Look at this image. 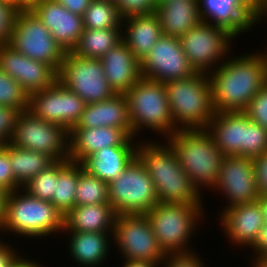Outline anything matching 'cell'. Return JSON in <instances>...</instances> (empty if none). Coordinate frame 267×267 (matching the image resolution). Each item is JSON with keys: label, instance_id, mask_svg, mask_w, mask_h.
<instances>
[{"label": "cell", "instance_id": "10", "mask_svg": "<svg viewBox=\"0 0 267 267\" xmlns=\"http://www.w3.org/2000/svg\"><path fill=\"white\" fill-rule=\"evenodd\" d=\"M108 190L116 215L146 214L159 202L154 182L137 156L108 184Z\"/></svg>", "mask_w": 267, "mask_h": 267}, {"label": "cell", "instance_id": "42", "mask_svg": "<svg viewBox=\"0 0 267 267\" xmlns=\"http://www.w3.org/2000/svg\"><path fill=\"white\" fill-rule=\"evenodd\" d=\"M196 251L187 254H168L161 267H208Z\"/></svg>", "mask_w": 267, "mask_h": 267}, {"label": "cell", "instance_id": "14", "mask_svg": "<svg viewBox=\"0 0 267 267\" xmlns=\"http://www.w3.org/2000/svg\"><path fill=\"white\" fill-rule=\"evenodd\" d=\"M58 81L86 104L105 101L115 94L107 82L101 60L82 58L73 52L65 53Z\"/></svg>", "mask_w": 267, "mask_h": 267}, {"label": "cell", "instance_id": "29", "mask_svg": "<svg viewBox=\"0 0 267 267\" xmlns=\"http://www.w3.org/2000/svg\"><path fill=\"white\" fill-rule=\"evenodd\" d=\"M162 35L180 38L202 20L198 0H172L156 10Z\"/></svg>", "mask_w": 267, "mask_h": 267}, {"label": "cell", "instance_id": "53", "mask_svg": "<svg viewBox=\"0 0 267 267\" xmlns=\"http://www.w3.org/2000/svg\"><path fill=\"white\" fill-rule=\"evenodd\" d=\"M264 16V17H263ZM267 18V1L266 3L259 9V20H260V23L262 18Z\"/></svg>", "mask_w": 267, "mask_h": 267}, {"label": "cell", "instance_id": "34", "mask_svg": "<svg viewBox=\"0 0 267 267\" xmlns=\"http://www.w3.org/2000/svg\"><path fill=\"white\" fill-rule=\"evenodd\" d=\"M108 183L90 174L79 163L76 205L109 204Z\"/></svg>", "mask_w": 267, "mask_h": 267}, {"label": "cell", "instance_id": "20", "mask_svg": "<svg viewBox=\"0 0 267 267\" xmlns=\"http://www.w3.org/2000/svg\"><path fill=\"white\" fill-rule=\"evenodd\" d=\"M30 9L65 52H72L83 33V16L71 13L55 0H39Z\"/></svg>", "mask_w": 267, "mask_h": 267}, {"label": "cell", "instance_id": "5", "mask_svg": "<svg viewBox=\"0 0 267 267\" xmlns=\"http://www.w3.org/2000/svg\"><path fill=\"white\" fill-rule=\"evenodd\" d=\"M167 140L175 149L182 169L197 188L201 192L204 188L211 191L218 182L225 156L209 132L206 129H179Z\"/></svg>", "mask_w": 267, "mask_h": 267}, {"label": "cell", "instance_id": "3", "mask_svg": "<svg viewBox=\"0 0 267 267\" xmlns=\"http://www.w3.org/2000/svg\"><path fill=\"white\" fill-rule=\"evenodd\" d=\"M1 223L2 233H7L6 237L12 233L18 237L24 236V240L26 237L42 241L55 233L62 235L64 215L52 202L40 200L20 188L9 192Z\"/></svg>", "mask_w": 267, "mask_h": 267}, {"label": "cell", "instance_id": "39", "mask_svg": "<svg viewBox=\"0 0 267 267\" xmlns=\"http://www.w3.org/2000/svg\"><path fill=\"white\" fill-rule=\"evenodd\" d=\"M19 113L13 107L0 106V146L11 142Z\"/></svg>", "mask_w": 267, "mask_h": 267}, {"label": "cell", "instance_id": "40", "mask_svg": "<svg viewBox=\"0 0 267 267\" xmlns=\"http://www.w3.org/2000/svg\"><path fill=\"white\" fill-rule=\"evenodd\" d=\"M9 159V143L0 146V186L8 192L22 188L15 180Z\"/></svg>", "mask_w": 267, "mask_h": 267}, {"label": "cell", "instance_id": "7", "mask_svg": "<svg viewBox=\"0 0 267 267\" xmlns=\"http://www.w3.org/2000/svg\"><path fill=\"white\" fill-rule=\"evenodd\" d=\"M124 95L128 101L132 137H141L139 133L144 129L161 139L173 134V118L164 83L141 77Z\"/></svg>", "mask_w": 267, "mask_h": 267}, {"label": "cell", "instance_id": "8", "mask_svg": "<svg viewBox=\"0 0 267 267\" xmlns=\"http://www.w3.org/2000/svg\"><path fill=\"white\" fill-rule=\"evenodd\" d=\"M206 130L224 156L253 159L267 152V129L244 112H216Z\"/></svg>", "mask_w": 267, "mask_h": 267}, {"label": "cell", "instance_id": "9", "mask_svg": "<svg viewBox=\"0 0 267 267\" xmlns=\"http://www.w3.org/2000/svg\"><path fill=\"white\" fill-rule=\"evenodd\" d=\"M7 44L20 54L50 65L57 73L66 53L30 8L17 11Z\"/></svg>", "mask_w": 267, "mask_h": 267}, {"label": "cell", "instance_id": "38", "mask_svg": "<svg viewBox=\"0 0 267 267\" xmlns=\"http://www.w3.org/2000/svg\"><path fill=\"white\" fill-rule=\"evenodd\" d=\"M244 113L267 129V84L251 99Z\"/></svg>", "mask_w": 267, "mask_h": 267}, {"label": "cell", "instance_id": "31", "mask_svg": "<svg viewBox=\"0 0 267 267\" xmlns=\"http://www.w3.org/2000/svg\"><path fill=\"white\" fill-rule=\"evenodd\" d=\"M121 41L122 29L84 28L80 41L72 52L82 58L100 60Z\"/></svg>", "mask_w": 267, "mask_h": 267}, {"label": "cell", "instance_id": "30", "mask_svg": "<svg viewBox=\"0 0 267 267\" xmlns=\"http://www.w3.org/2000/svg\"><path fill=\"white\" fill-rule=\"evenodd\" d=\"M9 159L15 180L21 187L56 162L45 153L21 149L11 143H9Z\"/></svg>", "mask_w": 267, "mask_h": 267}, {"label": "cell", "instance_id": "48", "mask_svg": "<svg viewBox=\"0 0 267 267\" xmlns=\"http://www.w3.org/2000/svg\"><path fill=\"white\" fill-rule=\"evenodd\" d=\"M26 257L27 256H25V258L24 256H20L12 265V267H45L42 264L40 265L41 262H39L38 259L37 261L34 259V261L33 259L31 260L30 257Z\"/></svg>", "mask_w": 267, "mask_h": 267}, {"label": "cell", "instance_id": "25", "mask_svg": "<svg viewBox=\"0 0 267 267\" xmlns=\"http://www.w3.org/2000/svg\"><path fill=\"white\" fill-rule=\"evenodd\" d=\"M68 254L80 267H102L110 254L113 233L63 231ZM66 233V234H65ZM111 244V245H110ZM111 247V248H110ZM109 252V253H108Z\"/></svg>", "mask_w": 267, "mask_h": 267}, {"label": "cell", "instance_id": "17", "mask_svg": "<svg viewBox=\"0 0 267 267\" xmlns=\"http://www.w3.org/2000/svg\"><path fill=\"white\" fill-rule=\"evenodd\" d=\"M212 191L222 193L225 204L233 205L257 201L260 197L254 173V162L243 156H225L221 163L217 184Z\"/></svg>", "mask_w": 267, "mask_h": 267}, {"label": "cell", "instance_id": "50", "mask_svg": "<svg viewBox=\"0 0 267 267\" xmlns=\"http://www.w3.org/2000/svg\"><path fill=\"white\" fill-rule=\"evenodd\" d=\"M251 267H267V255L251 258ZM252 262V263H251Z\"/></svg>", "mask_w": 267, "mask_h": 267}, {"label": "cell", "instance_id": "16", "mask_svg": "<svg viewBox=\"0 0 267 267\" xmlns=\"http://www.w3.org/2000/svg\"><path fill=\"white\" fill-rule=\"evenodd\" d=\"M195 73L176 37L161 35L141 62L142 77L161 83L184 79Z\"/></svg>", "mask_w": 267, "mask_h": 267}, {"label": "cell", "instance_id": "45", "mask_svg": "<svg viewBox=\"0 0 267 267\" xmlns=\"http://www.w3.org/2000/svg\"><path fill=\"white\" fill-rule=\"evenodd\" d=\"M249 248L254 256L252 258L267 255V223L263 225L255 242Z\"/></svg>", "mask_w": 267, "mask_h": 267}, {"label": "cell", "instance_id": "21", "mask_svg": "<svg viewBox=\"0 0 267 267\" xmlns=\"http://www.w3.org/2000/svg\"><path fill=\"white\" fill-rule=\"evenodd\" d=\"M219 226L229 244L250 247L265 224L260 202L242 203L224 209L219 214Z\"/></svg>", "mask_w": 267, "mask_h": 267}, {"label": "cell", "instance_id": "24", "mask_svg": "<svg viewBox=\"0 0 267 267\" xmlns=\"http://www.w3.org/2000/svg\"><path fill=\"white\" fill-rule=\"evenodd\" d=\"M100 60L107 82L115 93H125L142 77L141 63L123 41Z\"/></svg>", "mask_w": 267, "mask_h": 267}, {"label": "cell", "instance_id": "46", "mask_svg": "<svg viewBox=\"0 0 267 267\" xmlns=\"http://www.w3.org/2000/svg\"><path fill=\"white\" fill-rule=\"evenodd\" d=\"M62 4L71 13L83 16L92 0H55Z\"/></svg>", "mask_w": 267, "mask_h": 267}, {"label": "cell", "instance_id": "51", "mask_svg": "<svg viewBox=\"0 0 267 267\" xmlns=\"http://www.w3.org/2000/svg\"><path fill=\"white\" fill-rule=\"evenodd\" d=\"M39 0H15V7L20 10L24 8H30L34 3Z\"/></svg>", "mask_w": 267, "mask_h": 267}, {"label": "cell", "instance_id": "52", "mask_svg": "<svg viewBox=\"0 0 267 267\" xmlns=\"http://www.w3.org/2000/svg\"><path fill=\"white\" fill-rule=\"evenodd\" d=\"M258 201L260 202V207L262 209L264 222L267 223V195L260 196Z\"/></svg>", "mask_w": 267, "mask_h": 267}, {"label": "cell", "instance_id": "57", "mask_svg": "<svg viewBox=\"0 0 267 267\" xmlns=\"http://www.w3.org/2000/svg\"><path fill=\"white\" fill-rule=\"evenodd\" d=\"M0 233H1L0 236L3 235L2 234V223H1V221H0ZM3 239L4 238H2V237L0 238V243L3 241Z\"/></svg>", "mask_w": 267, "mask_h": 267}, {"label": "cell", "instance_id": "47", "mask_svg": "<svg viewBox=\"0 0 267 267\" xmlns=\"http://www.w3.org/2000/svg\"><path fill=\"white\" fill-rule=\"evenodd\" d=\"M124 262L121 264V267H161L162 262H153V261H129L122 260Z\"/></svg>", "mask_w": 267, "mask_h": 267}, {"label": "cell", "instance_id": "4", "mask_svg": "<svg viewBox=\"0 0 267 267\" xmlns=\"http://www.w3.org/2000/svg\"><path fill=\"white\" fill-rule=\"evenodd\" d=\"M164 85L173 118V133L179 129H206L216 113L208 74L196 72Z\"/></svg>", "mask_w": 267, "mask_h": 267}, {"label": "cell", "instance_id": "15", "mask_svg": "<svg viewBox=\"0 0 267 267\" xmlns=\"http://www.w3.org/2000/svg\"><path fill=\"white\" fill-rule=\"evenodd\" d=\"M86 103L60 81L29 95V109L37 118L68 131L80 120Z\"/></svg>", "mask_w": 267, "mask_h": 267}, {"label": "cell", "instance_id": "26", "mask_svg": "<svg viewBox=\"0 0 267 267\" xmlns=\"http://www.w3.org/2000/svg\"><path fill=\"white\" fill-rule=\"evenodd\" d=\"M160 20L155 13L122 20V41L141 63L161 37Z\"/></svg>", "mask_w": 267, "mask_h": 267}, {"label": "cell", "instance_id": "19", "mask_svg": "<svg viewBox=\"0 0 267 267\" xmlns=\"http://www.w3.org/2000/svg\"><path fill=\"white\" fill-rule=\"evenodd\" d=\"M0 69L17 81L28 95L58 80V73L50 65L20 54L8 44L0 45Z\"/></svg>", "mask_w": 267, "mask_h": 267}, {"label": "cell", "instance_id": "18", "mask_svg": "<svg viewBox=\"0 0 267 267\" xmlns=\"http://www.w3.org/2000/svg\"><path fill=\"white\" fill-rule=\"evenodd\" d=\"M201 20L226 29L235 38L260 23L259 10L249 0H198Z\"/></svg>", "mask_w": 267, "mask_h": 267}, {"label": "cell", "instance_id": "22", "mask_svg": "<svg viewBox=\"0 0 267 267\" xmlns=\"http://www.w3.org/2000/svg\"><path fill=\"white\" fill-rule=\"evenodd\" d=\"M136 139L114 127L71 128L69 160L82 163L87 157L106 147L137 146Z\"/></svg>", "mask_w": 267, "mask_h": 267}, {"label": "cell", "instance_id": "1", "mask_svg": "<svg viewBox=\"0 0 267 267\" xmlns=\"http://www.w3.org/2000/svg\"><path fill=\"white\" fill-rule=\"evenodd\" d=\"M208 76L215 112H244L267 84V49L237 57L230 54Z\"/></svg>", "mask_w": 267, "mask_h": 267}, {"label": "cell", "instance_id": "23", "mask_svg": "<svg viewBox=\"0 0 267 267\" xmlns=\"http://www.w3.org/2000/svg\"><path fill=\"white\" fill-rule=\"evenodd\" d=\"M114 127L132 137L128 101L124 93L98 103L86 104L80 120L72 128Z\"/></svg>", "mask_w": 267, "mask_h": 267}, {"label": "cell", "instance_id": "54", "mask_svg": "<svg viewBox=\"0 0 267 267\" xmlns=\"http://www.w3.org/2000/svg\"><path fill=\"white\" fill-rule=\"evenodd\" d=\"M258 10L266 3L267 0H249Z\"/></svg>", "mask_w": 267, "mask_h": 267}, {"label": "cell", "instance_id": "33", "mask_svg": "<svg viewBox=\"0 0 267 267\" xmlns=\"http://www.w3.org/2000/svg\"><path fill=\"white\" fill-rule=\"evenodd\" d=\"M83 26L87 29H122L115 2L92 0L84 12Z\"/></svg>", "mask_w": 267, "mask_h": 267}, {"label": "cell", "instance_id": "41", "mask_svg": "<svg viewBox=\"0 0 267 267\" xmlns=\"http://www.w3.org/2000/svg\"><path fill=\"white\" fill-rule=\"evenodd\" d=\"M17 11L11 3L0 1V45L8 43Z\"/></svg>", "mask_w": 267, "mask_h": 267}, {"label": "cell", "instance_id": "43", "mask_svg": "<svg viewBox=\"0 0 267 267\" xmlns=\"http://www.w3.org/2000/svg\"><path fill=\"white\" fill-rule=\"evenodd\" d=\"M252 160L254 162V173L259 195H267V152Z\"/></svg>", "mask_w": 267, "mask_h": 267}, {"label": "cell", "instance_id": "55", "mask_svg": "<svg viewBox=\"0 0 267 267\" xmlns=\"http://www.w3.org/2000/svg\"><path fill=\"white\" fill-rule=\"evenodd\" d=\"M170 1H172V0H156V6L158 8L159 6H161L167 2H170ZM175 1H177V0H175Z\"/></svg>", "mask_w": 267, "mask_h": 267}, {"label": "cell", "instance_id": "56", "mask_svg": "<svg viewBox=\"0 0 267 267\" xmlns=\"http://www.w3.org/2000/svg\"><path fill=\"white\" fill-rule=\"evenodd\" d=\"M0 1L11 3L12 5L15 6V0H0Z\"/></svg>", "mask_w": 267, "mask_h": 267}, {"label": "cell", "instance_id": "37", "mask_svg": "<svg viewBox=\"0 0 267 267\" xmlns=\"http://www.w3.org/2000/svg\"><path fill=\"white\" fill-rule=\"evenodd\" d=\"M115 4L122 20L152 14L157 10L156 0H117Z\"/></svg>", "mask_w": 267, "mask_h": 267}, {"label": "cell", "instance_id": "2", "mask_svg": "<svg viewBox=\"0 0 267 267\" xmlns=\"http://www.w3.org/2000/svg\"><path fill=\"white\" fill-rule=\"evenodd\" d=\"M163 142L137 139V157L154 182L159 202L203 204V192L182 169L169 141L163 139Z\"/></svg>", "mask_w": 267, "mask_h": 267}, {"label": "cell", "instance_id": "35", "mask_svg": "<svg viewBox=\"0 0 267 267\" xmlns=\"http://www.w3.org/2000/svg\"><path fill=\"white\" fill-rule=\"evenodd\" d=\"M70 162L69 159L56 161L48 169L42 171L40 174L33 177L22 188L32 196L52 202L54 199V192L56 181L58 180L59 172Z\"/></svg>", "mask_w": 267, "mask_h": 267}, {"label": "cell", "instance_id": "32", "mask_svg": "<svg viewBox=\"0 0 267 267\" xmlns=\"http://www.w3.org/2000/svg\"><path fill=\"white\" fill-rule=\"evenodd\" d=\"M79 163L70 161L58 175L52 203L65 216L76 206Z\"/></svg>", "mask_w": 267, "mask_h": 267}, {"label": "cell", "instance_id": "6", "mask_svg": "<svg viewBox=\"0 0 267 267\" xmlns=\"http://www.w3.org/2000/svg\"><path fill=\"white\" fill-rule=\"evenodd\" d=\"M203 205L158 202L145 214L160 247L167 255L196 251L194 244L191 245L189 241L192 242V237H196L200 221L206 218Z\"/></svg>", "mask_w": 267, "mask_h": 267}, {"label": "cell", "instance_id": "11", "mask_svg": "<svg viewBox=\"0 0 267 267\" xmlns=\"http://www.w3.org/2000/svg\"><path fill=\"white\" fill-rule=\"evenodd\" d=\"M234 39L226 29L204 21L179 38L190 65L196 72L207 74L231 54Z\"/></svg>", "mask_w": 267, "mask_h": 267}, {"label": "cell", "instance_id": "12", "mask_svg": "<svg viewBox=\"0 0 267 267\" xmlns=\"http://www.w3.org/2000/svg\"><path fill=\"white\" fill-rule=\"evenodd\" d=\"M112 241L122 260L162 262L167 256L145 214L116 215Z\"/></svg>", "mask_w": 267, "mask_h": 267}, {"label": "cell", "instance_id": "13", "mask_svg": "<svg viewBox=\"0 0 267 267\" xmlns=\"http://www.w3.org/2000/svg\"><path fill=\"white\" fill-rule=\"evenodd\" d=\"M11 144L51 156L55 161L69 159V131L37 118L30 110L18 115Z\"/></svg>", "mask_w": 267, "mask_h": 267}, {"label": "cell", "instance_id": "27", "mask_svg": "<svg viewBox=\"0 0 267 267\" xmlns=\"http://www.w3.org/2000/svg\"><path fill=\"white\" fill-rule=\"evenodd\" d=\"M136 156L137 146H111L96 151L82 165L90 174L109 184Z\"/></svg>", "mask_w": 267, "mask_h": 267}, {"label": "cell", "instance_id": "44", "mask_svg": "<svg viewBox=\"0 0 267 267\" xmlns=\"http://www.w3.org/2000/svg\"><path fill=\"white\" fill-rule=\"evenodd\" d=\"M20 256L17 248L11 247L5 241L0 243V267H12Z\"/></svg>", "mask_w": 267, "mask_h": 267}, {"label": "cell", "instance_id": "49", "mask_svg": "<svg viewBox=\"0 0 267 267\" xmlns=\"http://www.w3.org/2000/svg\"><path fill=\"white\" fill-rule=\"evenodd\" d=\"M9 192L0 186V221H2Z\"/></svg>", "mask_w": 267, "mask_h": 267}, {"label": "cell", "instance_id": "36", "mask_svg": "<svg viewBox=\"0 0 267 267\" xmlns=\"http://www.w3.org/2000/svg\"><path fill=\"white\" fill-rule=\"evenodd\" d=\"M0 106L24 111L29 109V95L11 76L0 69Z\"/></svg>", "mask_w": 267, "mask_h": 267}, {"label": "cell", "instance_id": "28", "mask_svg": "<svg viewBox=\"0 0 267 267\" xmlns=\"http://www.w3.org/2000/svg\"><path fill=\"white\" fill-rule=\"evenodd\" d=\"M115 217L110 204L76 205L64 216L63 231L113 233Z\"/></svg>", "mask_w": 267, "mask_h": 267}]
</instances>
